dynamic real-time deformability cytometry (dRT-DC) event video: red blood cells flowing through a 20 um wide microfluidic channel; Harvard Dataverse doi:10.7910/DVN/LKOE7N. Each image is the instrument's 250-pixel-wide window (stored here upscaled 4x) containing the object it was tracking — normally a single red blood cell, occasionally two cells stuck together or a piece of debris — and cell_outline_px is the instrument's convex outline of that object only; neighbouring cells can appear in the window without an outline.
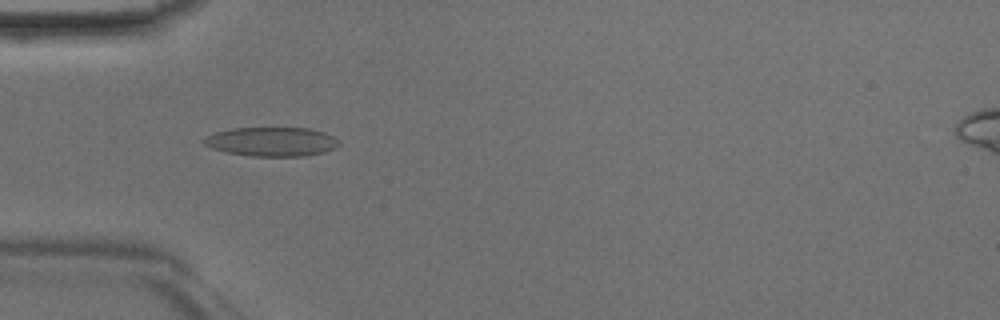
{"species": "Egyptian fruit bat (a non-hibernating species)", "species_latin": "Rousettus aegyptiacus", "temperature_condition": "room temperature", "stored_images_in_passage": 40, "camera_frame_rate_fps": 3000, "um_per_image_px": 0.085, "animal": {"sex": "male"}, "frame": {"image": 1, "passage_image": 8, "time_ms": 2.333, "image_size_px": [1000, 320], "cell_outline_px": [[340, 144], [324, 152], [304, 156], [252, 156], [224, 152], [212, 148], [204, 144], [204, 140], [208, 136], [216, 132], [232, 128], [308, 128], [324, 132], [340, 140]], "centroid_in_image_um": [23.1, 12.04], "position_along_channel_um": 61.9, "area_um2": 22.77}}
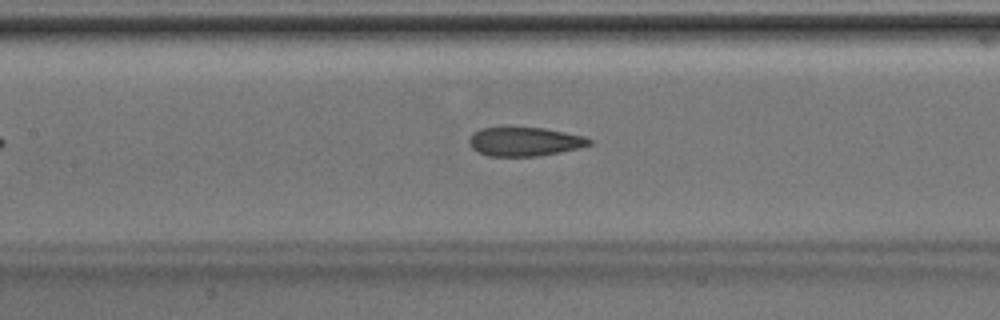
{"frame": {"image": 2, "passage_image": 15, "time_ms": 4.667, "image_size_px": [1000, 320], "cell_outline_px": [[592, 144], [580, 148], [540, 156], [488, 156], [476, 152], [472, 148], [468, 140], [472, 132], [480, 128], [508, 124], [544, 128], [584, 136], [592, 140]], "centroid_in_image_um": [44.53, 11.99], "position_along_channel_um": 162.9, "area_um2": 21.21}}
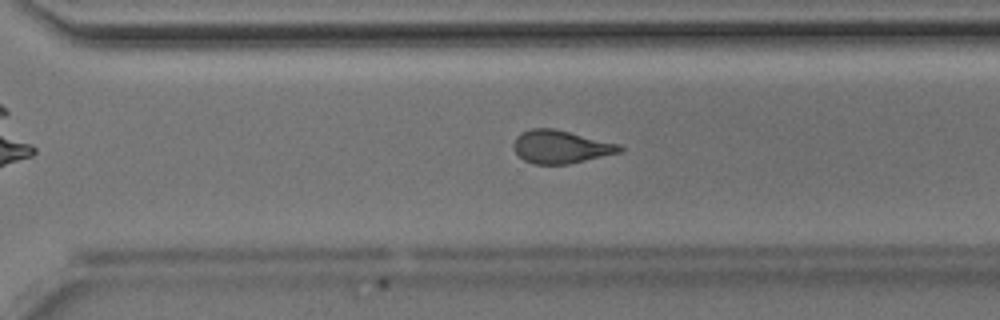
{"frame": {"image": 3, "passage_image": 26, "time_ms": 8.333, "image_size_px": [1000, 320], "cell_outline_px": [[624, 148], [620, 152], [568, 164], [532, 164], [524, 160], [512, 148], [512, 144], [516, 136], [520, 132], [532, 128], [552, 128], [620, 144]], "centroid_in_image_um": [47.62, 12.47], "position_along_channel_um": 323.0, "area_um2": 20.35}}